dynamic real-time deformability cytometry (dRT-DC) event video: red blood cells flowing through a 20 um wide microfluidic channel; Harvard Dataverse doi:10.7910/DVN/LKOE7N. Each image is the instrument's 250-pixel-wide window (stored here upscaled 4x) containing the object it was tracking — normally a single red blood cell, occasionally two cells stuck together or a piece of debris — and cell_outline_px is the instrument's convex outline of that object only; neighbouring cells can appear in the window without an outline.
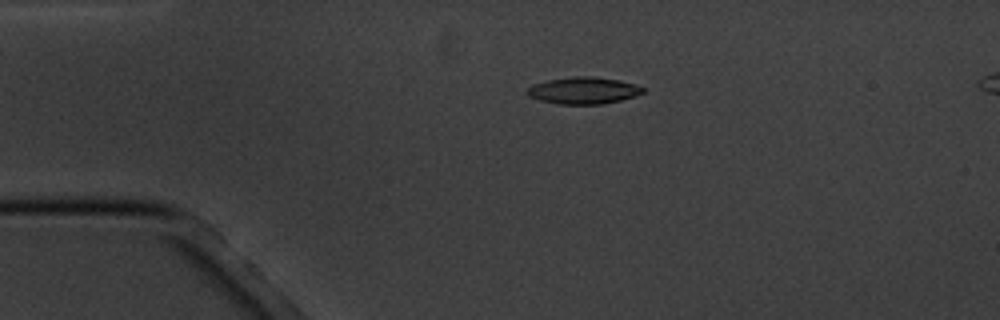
{"species": "common noctule bat (a hibernating species)", "species_latin": "Nyctalus noctula", "temperature_condition": "cold", "stored_images_in_passage": 6, "segment_of_instrument_passage": [1, 2], "camera_frame_rate_fps": 3000, "um_per_image_px": 0.085, "animal": {"sex": "male", "body_mass_g": 20.1, "forearm_length_mm": 53.5}, "frame": {"image": 1, "passage_image": 4, "time_ms": 3.333, "image_size_px": [1000, 320], "cell_outline_px": [[644, 92], [620, 100], [600, 104], [556, 104], [540, 100], [528, 96], [528, 88], [532, 84], [548, 80], [576, 76], [592, 76], [620, 80], [636, 84], [644, 88]], "centroid_in_image_um": [49.58, 7.69], "position_along_channel_um": 35.4, "area_um2": 17.98}}